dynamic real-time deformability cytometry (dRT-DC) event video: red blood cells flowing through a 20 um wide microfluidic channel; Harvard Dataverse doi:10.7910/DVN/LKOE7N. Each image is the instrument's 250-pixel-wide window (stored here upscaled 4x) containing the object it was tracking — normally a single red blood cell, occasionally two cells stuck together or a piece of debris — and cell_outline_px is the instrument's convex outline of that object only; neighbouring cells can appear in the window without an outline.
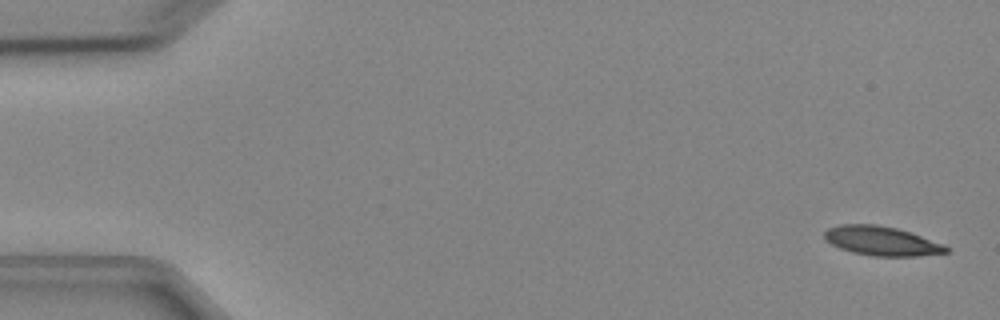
{"species": "Egyptian fruit bat (a non-hibernating species)", "species_latin": "Rousettus aegyptiacus", "temperature_condition": "cold", "stored_images_in_passage": 4, "segment_of_instrument_passage": [2, 2], "camera_frame_rate_fps": 3000, "um_per_image_px": 0.085, "animal": {"sex": "female"}, "frame": {"image": 1, "passage_image": 4, "time_ms": 4.333, "image_size_px": [1000, 320], "cell_outline_px": [[948, 252], [920, 256], [872, 256], [852, 252], [840, 248], [824, 240], [824, 232], [828, 228], [840, 224], [876, 224], [896, 228], [944, 244], [948, 248]], "centroid_in_image_um": [74.9, 20.48], "position_along_channel_um": 10.1, "area_um2": 20.63}}